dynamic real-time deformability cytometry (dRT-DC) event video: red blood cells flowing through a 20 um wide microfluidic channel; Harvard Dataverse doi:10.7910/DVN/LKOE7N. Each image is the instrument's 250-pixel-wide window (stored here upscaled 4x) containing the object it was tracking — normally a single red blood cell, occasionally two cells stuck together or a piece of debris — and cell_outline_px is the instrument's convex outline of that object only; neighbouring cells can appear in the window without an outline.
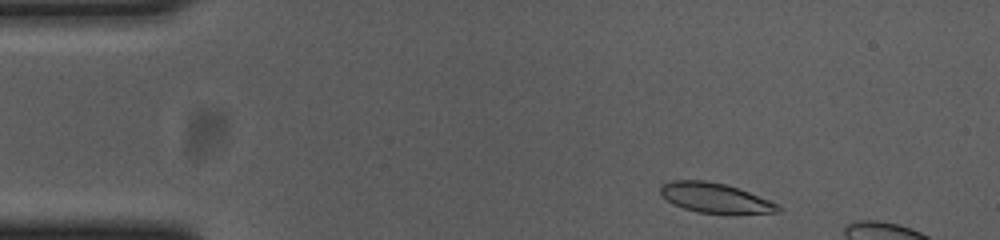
{"species": "common noctule bat (a hibernating species)", "species_latin": "Nyctalus noctula", "temperature_condition": "cold", "stored_images_in_passage": 9, "camera_frame_rate_fps": 3000, "um_per_image_px": 0.085, "animal": {"sex": "female", "body_mass_g": 23.0, "forearm_length_mm": 53.4}, "frame": {"image": 1, "passage_image": 2, "time_ms": 0.333, "image_size_px": [1000, 240], "cell_outline_px": [[780, 212], [736, 216], [732, 216], [700, 212], [684, 208], [668, 200], [660, 192], [660, 184], [672, 180], [704, 180], [724, 184], [748, 192], [780, 204]], "centroid_in_image_um": [60.87, 16.87], "position_along_channel_um": 24.1, "area_um2": 20.87}}